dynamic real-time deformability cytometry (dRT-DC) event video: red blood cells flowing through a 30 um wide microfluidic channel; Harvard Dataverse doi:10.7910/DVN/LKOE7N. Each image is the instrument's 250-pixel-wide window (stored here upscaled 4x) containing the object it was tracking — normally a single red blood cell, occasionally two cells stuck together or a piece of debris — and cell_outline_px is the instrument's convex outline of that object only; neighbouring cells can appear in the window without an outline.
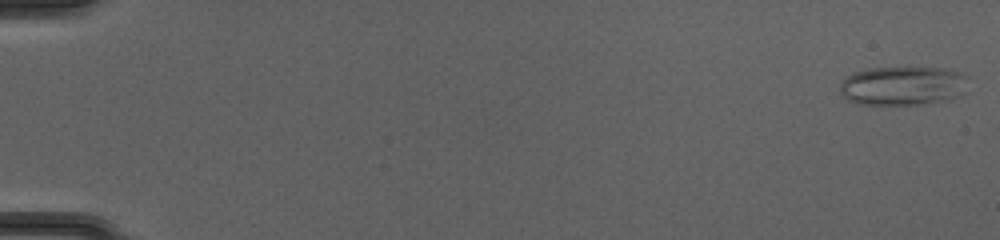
{"species": "common noctule bat (a hibernating species)", "species_latin": "Nyctalus noctula", "temperature_condition": "cold", "stored_images_in_passage": 51, "camera_frame_rate_fps": 3000, "um_per_image_px": 0.085, "animal": {"sex": "female", "body_mass_g": 20.0, "forearm_length_mm": 54.0}, "frame": {"image": 1, "passage_image": 1, "time_ms": 0.0, "image_size_px": [1000, 240], "cell_outline_px": [[968, 76], [964, 92], [960, 96], [948, 100], [924, 104], [860, 104], [848, 100], [840, 92], [840, 84], [848, 76], [856, 72], [868, 68], [944, 68], [960, 72]], "centroid_in_image_um": [76.78, 7.29], "position_along_channel_um": 8.2, "area_um2": 29.13}}
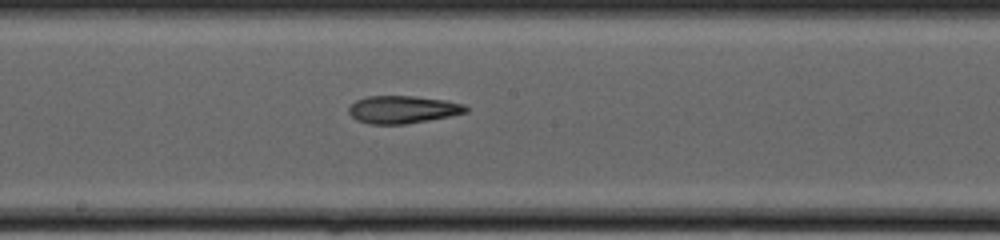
{"frame": {"image": 2, "passage_image": 29, "time_ms": 9.333, "image_size_px": [1000, 240], "cell_outline_px": [[468, 112], [452, 116], [404, 124], [368, 124], [356, 120], [348, 112], [348, 108], [356, 100], [368, 96], [416, 96], [444, 100], [464, 104], [468, 108]], "centroid_in_image_um": [34.23, 9.31], "position_along_channel_um": 214.0, "area_um2": 18.9}}
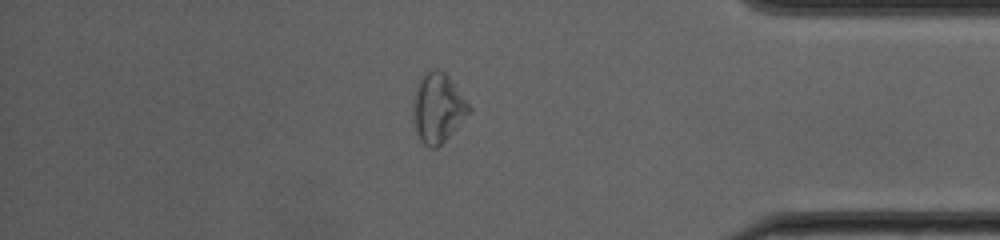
{"frame": {"image": 3, "passage_image": 44, "time_ms": 14.333, "image_size_px": [1000, 240], "cell_outline_px": [[472, 108], [456, 128], [436, 148], [428, 148], [420, 140], [416, 132], [412, 112], [416, 84], [424, 72], [432, 68], [440, 68], [448, 76]], "centroid_in_image_um": [37.18, 9.14], "position_along_channel_um": 398.0, "area_um2": 22.48}, "authors_computed_cell_mechanics": {"area_um2": 21.386, "velocity_mm_per_s": 4.1575, "shape_relaxation_time_tau1_ms": 10.652, "shape_relaxation_time_tau2_ms": 6.3421, "deformation_change_tau1": 0.2442, "deformation_change_tau2": 0.1768}}